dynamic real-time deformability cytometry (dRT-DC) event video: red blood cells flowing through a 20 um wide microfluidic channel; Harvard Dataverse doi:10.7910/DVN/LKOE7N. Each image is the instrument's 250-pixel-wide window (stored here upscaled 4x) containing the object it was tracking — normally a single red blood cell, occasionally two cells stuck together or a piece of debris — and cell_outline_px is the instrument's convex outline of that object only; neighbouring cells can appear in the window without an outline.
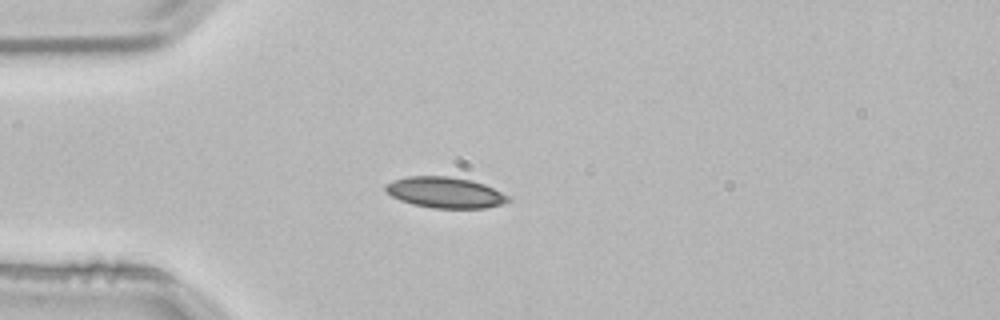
{"species": "common noctule bat (a hibernating species)", "species_latin": "Nyctalus noctula", "temperature_condition": "room temperature", "stored_images_in_passage": 2, "camera_frame_rate_fps": 3000, "um_per_image_px": 0.085, "animal": {"sex": "male", "body_mass_g": 21.5, "forearm_length_mm": 52.0}, "frame": {"image": 1, "passage_image": 2, "time_ms": 0.333, "image_size_px": [1000, 320], "cell_outline_px": [[512, 200], [500, 204], [484, 208], [432, 208], [412, 204], [400, 200], [392, 196], [384, 188], [384, 184], [392, 180], [408, 176], [448, 176], [472, 180], [484, 184], [508, 196]], "centroid_in_image_um": [37.8, 16.35], "position_along_channel_um": 47.2, "area_um2": 22.02}}